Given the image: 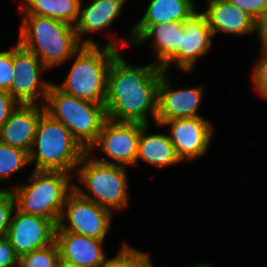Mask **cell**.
Listing matches in <instances>:
<instances>
[{
	"label": "cell",
	"mask_w": 267,
	"mask_h": 267,
	"mask_svg": "<svg viewBox=\"0 0 267 267\" xmlns=\"http://www.w3.org/2000/svg\"><path fill=\"white\" fill-rule=\"evenodd\" d=\"M120 51L111 63L104 102L107 118L118 122L151 125L158 111V87L162 70L154 63L133 65Z\"/></svg>",
	"instance_id": "1"
},
{
	"label": "cell",
	"mask_w": 267,
	"mask_h": 267,
	"mask_svg": "<svg viewBox=\"0 0 267 267\" xmlns=\"http://www.w3.org/2000/svg\"><path fill=\"white\" fill-rule=\"evenodd\" d=\"M109 35L107 37L110 40L105 41L102 46L82 45L72 55L69 60H73V63L65 79L61 84L55 83L61 91L80 99L104 104L111 63L121 48L127 47L125 37L117 38L112 34Z\"/></svg>",
	"instance_id": "2"
},
{
	"label": "cell",
	"mask_w": 267,
	"mask_h": 267,
	"mask_svg": "<svg viewBox=\"0 0 267 267\" xmlns=\"http://www.w3.org/2000/svg\"><path fill=\"white\" fill-rule=\"evenodd\" d=\"M17 42L34 53L49 70L68 63L83 45L74 26L54 18L21 15Z\"/></svg>",
	"instance_id": "3"
},
{
	"label": "cell",
	"mask_w": 267,
	"mask_h": 267,
	"mask_svg": "<svg viewBox=\"0 0 267 267\" xmlns=\"http://www.w3.org/2000/svg\"><path fill=\"white\" fill-rule=\"evenodd\" d=\"M25 183L11 184L16 208L30 215L59 222L69 193L74 189V176L61 171L32 170Z\"/></svg>",
	"instance_id": "4"
},
{
	"label": "cell",
	"mask_w": 267,
	"mask_h": 267,
	"mask_svg": "<svg viewBox=\"0 0 267 267\" xmlns=\"http://www.w3.org/2000/svg\"><path fill=\"white\" fill-rule=\"evenodd\" d=\"M127 171V167L99 162L86 152L74 174L83 187L74 179V189L84 198L117 214L129 206L131 193Z\"/></svg>",
	"instance_id": "5"
},
{
	"label": "cell",
	"mask_w": 267,
	"mask_h": 267,
	"mask_svg": "<svg viewBox=\"0 0 267 267\" xmlns=\"http://www.w3.org/2000/svg\"><path fill=\"white\" fill-rule=\"evenodd\" d=\"M86 151L59 121L44 113L28 153L33 170L61 171L74 176Z\"/></svg>",
	"instance_id": "6"
},
{
	"label": "cell",
	"mask_w": 267,
	"mask_h": 267,
	"mask_svg": "<svg viewBox=\"0 0 267 267\" xmlns=\"http://www.w3.org/2000/svg\"><path fill=\"white\" fill-rule=\"evenodd\" d=\"M44 107L46 113L61 122L71 132L86 152L96 142L102 125L107 119L104 104L69 95L61 91L53 81Z\"/></svg>",
	"instance_id": "7"
},
{
	"label": "cell",
	"mask_w": 267,
	"mask_h": 267,
	"mask_svg": "<svg viewBox=\"0 0 267 267\" xmlns=\"http://www.w3.org/2000/svg\"><path fill=\"white\" fill-rule=\"evenodd\" d=\"M114 213L73 189L66 198L56 232H70L106 240Z\"/></svg>",
	"instance_id": "8"
},
{
	"label": "cell",
	"mask_w": 267,
	"mask_h": 267,
	"mask_svg": "<svg viewBox=\"0 0 267 267\" xmlns=\"http://www.w3.org/2000/svg\"><path fill=\"white\" fill-rule=\"evenodd\" d=\"M140 136L141 123L118 122L107 118L102 125L96 142L87 152L90 155H93V152L101 153L100 157L95 155L92 157L102 163L128 168L129 166L136 167Z\"/></svg>",
	"instance_id": "9"
},
{
	"label": "cell",
	"mask_w": 267,
	"mask_h": 267,
	"mask_svg": "<svg viewBox=\"0 0 267 267\" xmlns=\"http://www.w3.org/2000/svg\"><path fill=\"white\" fill-rule=\"evenodd\" d=\"M12 65L15 76L11 96L19 104L44 105L52 82L42 77L47 68L41 60L16 41L12 46Z\"/></svg>",
	"instance_id": "10"
},
{
	"label": "cell",
	"mask_w": 267,
	"mask_h": 267,
	"mask_svg": "<svg viewBox=\"0 0 267 267\" xmlns=\"http://www.w3.org/2000/svg\"><path fill=\"white\" fill-rule=\"evenodd\" d=\"M156 127H168V135L181 162L203 157L208 153L214 124L203 117L155 121Z\"/></svg>",
	"instance_id": "11"
},
{
	"label": "cell",
	"mask_w": 267,
	"mask_h": 267,
	"mask_svg": "<svg viewBox=\"0 0 267 267\" xmlns=\"http://www.w3.org/2000/svg\"><path fill=\"white\" fill-rule=\"evenodd\" d=\"M185 35H182V49H177L161 66L168 72L171 64L179 70L192 73L197 67L198 60L207 55L213 47V33L204 13L199 9L183 21Z\"/></svg>",
	"instance_id": "12"
},
{
	"label": "cell",
	"mask_w": 267,
	"mask_h": 267,
	"mask_svg": "<svg viewBox=\"0 0 267 267\" xmlns=\"http://www.w3.org/2000/svg\"><path fill=\"white\" fill-rule=\"evenodd\" d=\"M56 229L52 220L25 214L15 208L5 236L20 257L55 242Z\"/></svg>",
	"instance_id": "13"
},
{
	"label": "cell",
	"mask_w": 267,
	"mask_h": 267,
	"mask_svg": "<svg viewBox=\"0 0 267 267\" xmlns=\"http://www.w3.org/2000/svg\"><path fill=\"white\" fill-rule=\"evenodd\" d=\"M169 72L162 70L158 87V111L156 121L203 117L199 108L203 100L204 86L176 89L170 83Z\"/></svg>",
	"instance_id": "14"
},
{
	"label": "cell",
	"mask_w": 267,
	"mask_h": 267,
	"mask_svg": "<svg viewBox=\"0 0 267 267\" xmlns=\"http://www.w3.org/2000/svg\"><path fill=\"white\" fill-rule=\"evenodd\" d=\"M85 7L81 0L79 16L74 25L77 38L83 45H98L91 34L110 28L122 15L127 0H90ZM89 3V4H88ZM89 35V36H86Z\"/></svg>",
	"instance_id": "15"
},
{
	"label": "cell",
	"mask_w": 267,
	"mask_h": 267,
	"mask_svg": "<svg viewBox=\"0 0 267 267\" xmlns=\"http://www.w3.org/2000/svg\"><path fill=\"white\" fill-rule=\"evenodd\" d=\"M44 105L18 104L0 128V142L29 153Z\"/></svg>",
	"instance_id": "16"
},
{
	"label": "cell",
	"mask_w": 267,
	"mask_h": 267,
	"mask_svg": "<svg viewBox=\"0 0 267 267\" xmlns=\"http://www.w3.org/2000/svg\"><path fill=\"white\" fill-rule=\"evenodd\" d=\"M147 3L142 17L128 30V47H131L152 24L183 22L199 9L195 0H149Z\"/></svg>",
	"instance_id": "17"
},
{
	"label": "cell",
	"mask_w": 267,
	"mask_h": 267,
	"mask_svg": "<svg viewBox=\"0 0 267 267\" xmlns=\"http://www.w3.org/2000/svg\"><path fill=\"white\" fill-rule=\"evenodd\" d=\"M204 13L213 36L220 32L232 36L257 33V22L228 0H206Z\"/></svg>",
	"instance_id": "18"
},
{
	"label": "cell",
	"mask_w": 267,
	"mask_h": 267,
	"mask_svg": "<svg viewBox=\"0 0 267 267\" xmlns=\"http://www.w3.org/2000/svg\"><path fill=\"white\" fill-rule=\"evenodd\" d=\"M55 242L61 260L82 267H101L109 258L104 251L105 240L70 232H56Z\"/></svg>",
	"instance_id": "19"
},
{
	"label": "cell",
	"mask_w": 267,
	"mask_h": 267,
	"mask_svg": "<svg viewBox=\"0 0 267 267\" xmlns=\"http://www.w3.org/2000/svg\"><path fill=\"white\" fill-rule=\"evenodd\" d=\"M182 35H185L183 22L152 24L131 47L151 41L153 63L160 67L177 49H182Z\"/></svg>",
	"instance_id": "20"
},
{
	"label": "cell",
	"mask_w": 267,
	"mask_h": 267,
	"mask_svg": "<svg viewBox=\"0 0 267 267\" xmlns=\"http://www.w3.org/2000/svg\"><path fill=\"white\" fill-rule=\"evenodd\" d=\"M150 125L141 124V136L138 143L136 166L140 161L153 167H168L182 163L178 158L169 135L164 133H151Z\"/></svg>",
	"instance_id": "21"
},
{
	"label": "cell",
	"mask_w": 267,
	"mask_h": 267,
	"mask_svg": "<svg viewBox=\"0 0 267 267\" xmlns=\"http://www.w3.org/2000/svg\"><path fill=\"white\" fill-rule=\"evenodd\" d=\"M81 0H19L21 15H37L74 26L79 16Z\"/></svg>",
	"instance_id": "22"
},
{
	"label": "cell",
	"mask_w": 267,
	"mask_h": 267,
	"mask_svg": "<svg viewBox=\"0 0 267 267\" xmlns=\"http://www.w3.org/2000/svg\"><path fill=\"white\" fill-rule=\"evenodd\" d=\"M29 165L28 153L22 149L0 142V190H9L5 181ZM25 166V167H24ZM4 182V183H3Z\"/></svg>",
	"instance_id": "23"
},
{
	"label": "cell",
	"mask_w": 267,
	"mask_h": 267,
	"mask_svg": "<svg viewBox=\"0 0 267 267\" xmlns=\"http://www.w3.org/2000/svg\"><path fill=\"white\" fill-rule=\"evenodd\" d=\"M151 255L123 242L114 257H109L101 267H155Z\"/></svg>",
	"instance_id": "24"
},
{
	"label": "cell",
	"mask_w": 267,
	"mask_h": 267,
	"mask_svg": "<svg viewBox=\"0 0 267 267\" xmlns=\"http://www.w3.org/2000/svg\"><path fill=\"white\" fill-rule=\"evenodd\" d=\"M60 261L59 249L56 242L23 254L19 257L18 267H58Z\"/></svg>",
	"instance_id": "25"
},
{
	"label": "cell",
	"mask_w": 267,
	"mask_h": 267,
	"mask_svg": "<svg viewBox=\"0 0 267 267\" xmlns=\"http://www.w3.org/2000/svg\"><path fill=\"white\" fill-rule=\"evenodd\" d=\"M260 53L261 58L254 62L255 65L251 70V88L257 96L267 101V51H260Z\"/></svg>",
	"instance_id": "26"
},
{
	"label": "cell",
	"mask_w": 267,
	"mask_h": 267,
	"mask_svg": "<svg viewBox=\"0 0 267 267\" xmlns=\"http://www.w3.org/2000/svg\"><path fill=\"white\" fill-rule=\"evenodd\" d=\"M16 200L11 190H0V236L7 234Z\"/></svg>",
	"instance_id": "27"
},
{
	"label": "cell",
	"mask_w": 267,
	"mask_h": 267,
	"mask_svg": "<svg viewBox=\"0 0 267 267\" xmlns=\"http://www.w3.org/2000/svg\"><path fill=\"white\" fill-rule=\"evenodd\" d=\"M14 76L11 46L8 50L0 51V90L10 93Z\"/></svg>",
	"instance_id": "28"
},
{
	"label": "cell",
	"mask_w": 267,
	"mask_h": 267,
	"mask_svg": "<svg viewBox=\"0 0 267 267\" xmlns=\"http://www.w3.org/2000/svg\"><path fill=\"white\" fill-rule=\"evenodd\" d=\"M256 22L267 14V0H228Z\"/></svg>",
	"instance_id": "29"
},
{
	"label": "cell",
	"mask_w": 267,
	"mask_h": 267,
	"mask_svg": "<svg viewBox=\"0 0 267 267\" xmlns=\"http://www.w3.org/2000/svg\"><path fill=\"white\" fill-rule=\"evenodd\" d=\"M19 256L6 236H0V267H18Z\"/></svg>",
	"instance_id": "30"
},
{
	"label": "cell",
	"mask_w": 267,
	"mask_h": 267,
	"mask_svg": "<svg viewBox=\"0 0 267 267\" xmlns=\"http://www.w3.org/2000/svg\"><path fill=\"white\" fill-rule=\"evenodd\" d=\"M19 103L7 91L0 90V128Z\"/></svg>",
	"instance_id": "31"
},
{
	"label": "cell",
	"mask_w": 267,
	"mask_h": 267,
	"mask_svg": "<svg viewBox=\"0 0 267 267\" xmlns=\"http://www.w3.org/2000/svg\"><path fill=\"white\" fill-rule=\"evenodd\" d=\"M260 51H267V14L257 22V33Z\"/></svg>",
	"instance_id": "32"
},
{
	"label": "cell",
	"mask_w": 267,
	"mask_h": 267,
	"mask_svg": "<svg viewBox=\"0 0 267 267\" xmlns=\"http://www.w3.org/2000/svg\"><path fill=\"white\" fill-rule=\"evenodd\" d=\"M58 267H82L78 264H73V263H70V262H67L65 260H61L59 261V266Z\"/></svg>",
	"instance_id": "33"
},
{
	"label": "cell",
	"mask_w": 267,
	"mask_h": 267,
	"mask_svg": "<svg viewBox=\"0 0 267 267\" xmlns=\"http://www.w3.org/2000/svg\"><path fill=\"white\" fill-rule=\"evenodd\" d=\"M192 267H216L215 265L211 264L210 262H201L198 264H194Z\"/></svg>",
	"instance_id": "34"
}]
</instances>
